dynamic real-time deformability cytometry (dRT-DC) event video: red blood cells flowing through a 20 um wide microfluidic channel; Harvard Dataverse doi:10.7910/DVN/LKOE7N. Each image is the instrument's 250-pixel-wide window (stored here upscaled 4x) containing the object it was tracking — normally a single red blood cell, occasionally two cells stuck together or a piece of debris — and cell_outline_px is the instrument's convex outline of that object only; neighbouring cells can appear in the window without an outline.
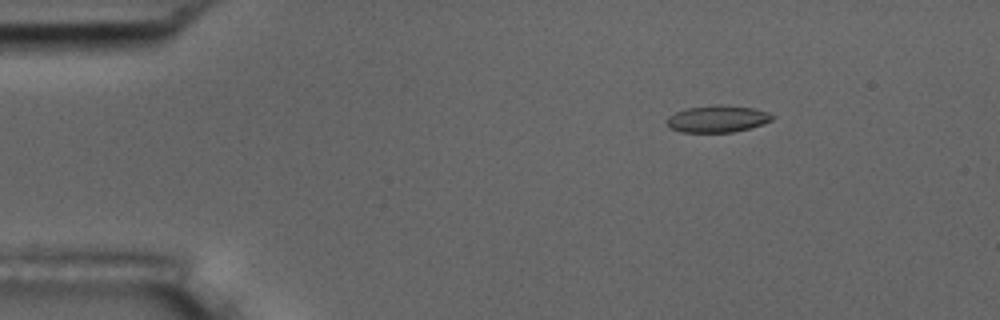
{"species": "common noctule bat (a hibernating species)", "species_latin": "Nyctalus noctula", "temperature_condition": "room temperature", "stored_images_in_passage": 5, "camera_frame_rate_fps": 3000, "um_per_image_px": 0.085, "animal": {"sex": "male", "body_mass_g": 17.5, "forearm_length_mm": 52.3}, "frame": {"image": 1, "passage_image": 2, "time_ms": 2.333, "image_size_px": [1000, 320], "cell_outline_px": [[772, 120], [764, 124], [732, 132], [680, 132], [668, 128], [668, 116], [676, 112], [688, 108], [716, 104], [720, 104], [752, 108], [768, 112], [772, 116]], "centroid_in_image_um": [60.96, 10.1], "position_along_channel_um": 24.0, "area_um2": 16.42}}
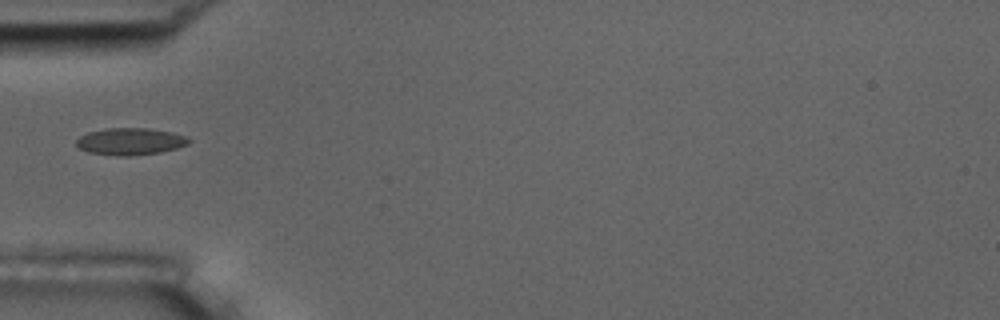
{"frame": {"image": 2, "passage_image": 5, "time_ms": 5.667, "image_size_px": [1000, 320], "cell_outline_px": [[192, 140], [188, 144], [176, 148], [160, 152], [128, 156], [120, 156], [88, 152], [80, 148], [76, 144], [76, 140], [80, 136], [88, 132], [104, 128], [148, 128], [172, 132], [188, 136]], "centroid_in_image_um": [11.09, 12.01], "position_along_channel_um": 73.9, "area_um2": 17.74}}